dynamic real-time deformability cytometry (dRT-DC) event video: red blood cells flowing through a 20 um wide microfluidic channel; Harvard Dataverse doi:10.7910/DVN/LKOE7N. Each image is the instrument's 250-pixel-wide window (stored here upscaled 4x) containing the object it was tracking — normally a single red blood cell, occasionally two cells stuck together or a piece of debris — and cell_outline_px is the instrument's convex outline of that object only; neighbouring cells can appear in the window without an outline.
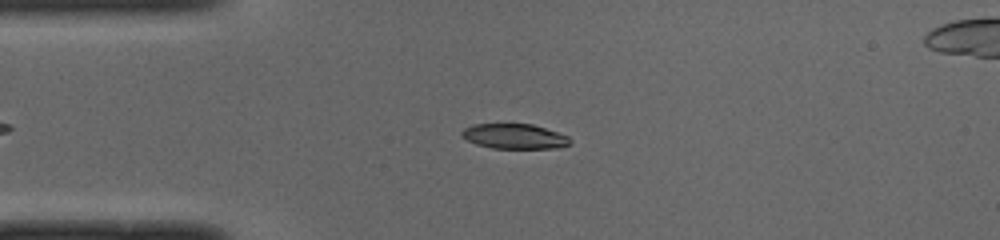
{"species": "common noctule bat (a hibernating species)", "species_latin": "Nyctalus noctula", "temperature_condition": "cold", "stored_images_in_passage": 41, "camera_frame_rate_fps": 3000, "um_per_image_px": 0.085, "animal": {"sex": "male", "body_mass_g": 19.0, "forearm_length_mm": 50.8}, "frame": {"image": 1, "passage_image": 7, "time_ms": 2.0, "image_size_px": [1000, 240], "cell_outline_px": [[572, 144], [560, 148], [492, 148], [476, 144], [460, 136], [460, 132], [464, 128], [472, 124], [532, 124], [568, 136], [572, 140]], "centroid_in_image_um": [43.73, 11.59], "position_along_channel_um": 41.3, "area_um2": 15.84}}
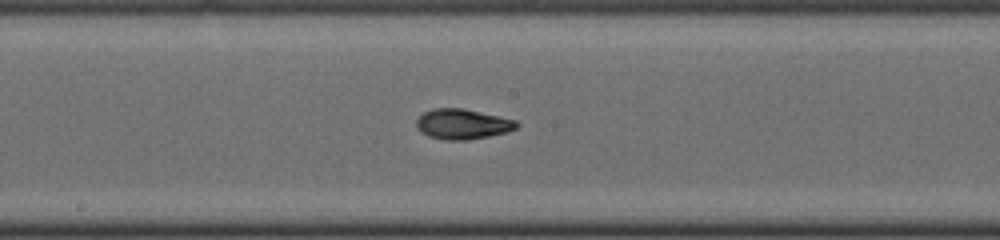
{"frame": {"image": 2, "passage_image": 21, "time_ms": 6.667, "image_size_px": [1000, 240], "cell_outline_px": [[520, 124], [516, 128], [508, 132], [468, 140], [444, 140], [428, 136], [420, 132], [416, 128], [416, 120], [424, 112], [432, 108], [464, 108], [516, 120]], "centroid_in_image_um": [39.3, 10.55], "position_along_channel_um": 208.9, "area_um2": 17.8}}
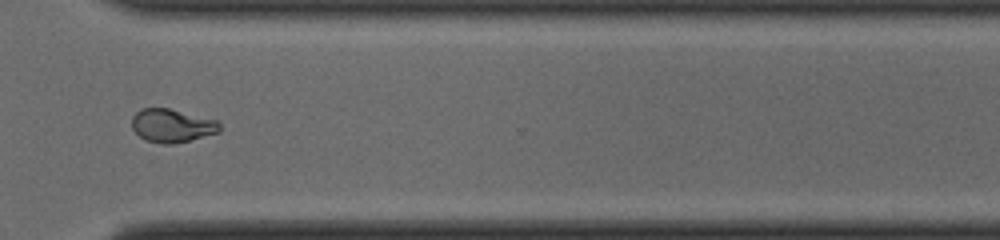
{"frame": {"image": 3, "passage_image": 32, "time_ms": 10.333, "image_size_px": [1000, 240], "cell_outline_px": [[220, 132], [172, 144], [164, 144], [144, 140], [132, 128], [132, 116], [140, 108], [168, 108], [220, 120]], "centroid_in_image_um": [14.63, 10.66], "position_along_channel_um": 356.0, "area_um2": 17.17}, "authors_computed_cell_mechanics": {"area_um2": 17.1088, "velocity_mm_per_s": 3.9969, "shape_relaxation_time_tau1_ms": 3.9705, "shape_relaxation_time_tau2_ms": 2.2102, "deformation_change_tau1": 0.1677, "deformation_change_tau2": 0.0788}}